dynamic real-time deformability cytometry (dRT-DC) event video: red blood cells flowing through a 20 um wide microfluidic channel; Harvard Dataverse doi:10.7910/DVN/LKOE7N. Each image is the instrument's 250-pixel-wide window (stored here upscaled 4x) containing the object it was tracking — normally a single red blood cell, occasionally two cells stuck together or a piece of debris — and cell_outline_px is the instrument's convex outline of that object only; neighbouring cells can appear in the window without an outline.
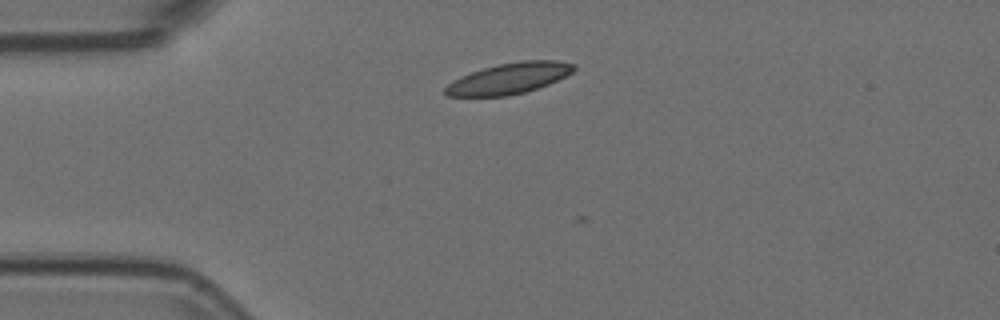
{"species": "Egyptian fruit bat (a non-hibernating species)", "species_latin": "Rousettus aegyptiacus", "temperature_condition": "room temperature", "stored_images_in_passage": 2, "camera_frame_rate_fps": 3000, "um_per_image_px": 0.085, "animal": {"sex": "female"}, "frame": {"image": 1, "passage_image": 1, "time_ms": 0.0, "image_size_px": [1000, 320], "cell_outline_px": [[576, 68], [572, 72], [548, 84], [524, 92], [508, 96], [448, 96], [444, 92], [444, 88], [448, 84], [460, 76], [484, 68], [500, 64], [520, 60], [556, 60], [576, 64]], "centroid_in_image_um": [43.27, 6.66], "position_along_channel_um": 41.7, "area_um2": 22.95}}